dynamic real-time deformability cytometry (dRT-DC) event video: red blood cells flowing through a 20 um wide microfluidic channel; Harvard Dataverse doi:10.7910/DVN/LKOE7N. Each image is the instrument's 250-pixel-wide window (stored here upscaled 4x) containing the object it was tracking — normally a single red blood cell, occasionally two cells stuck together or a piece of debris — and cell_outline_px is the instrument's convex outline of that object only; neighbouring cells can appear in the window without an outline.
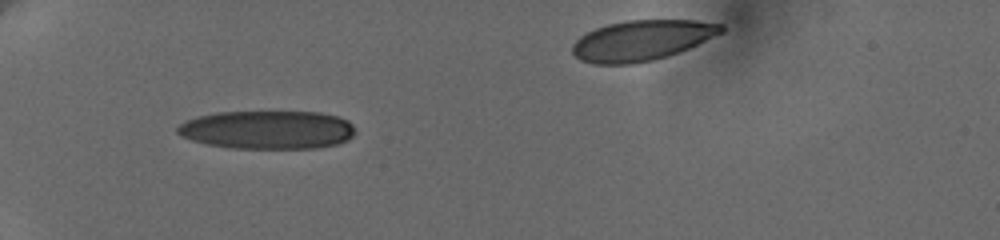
{"species": "human", "species_latin": "Homo sapiens", "temperature_condition": "cold", "stored_images_in_passage": 2, "camera_frame_rate_fps": 3000, "um_per_image_px": 0.085, "donor": {"sex": "female"}, "frame": {"image": 1, "passage_image": 1, "time_ms": 0.0, "image_size_px": [1000, 240], "cell_outline_px": [[356, 132], [348, 140], [336, 144], [316, 148], [232, 148], [208, 144], [192, 140], [176, 132], [176, 128], [180, 124], [188, 120], [200, 116], [216, 112], [320, 112], [340, 116], [348, 120], [352, 124]], "centroid_in_image_um": [22.79, 11.03], "position_along_channel_um": 62.2, "area_um2": 39.77}}
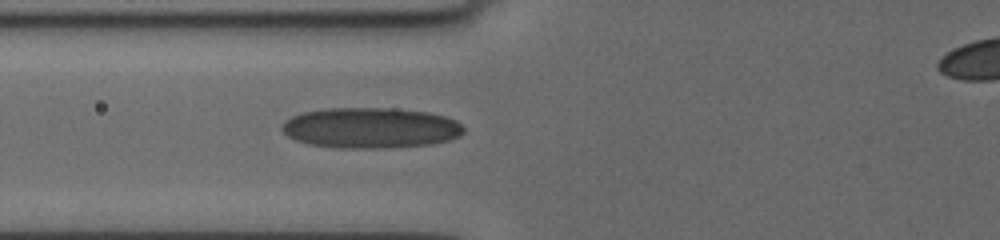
{"frame": {"image": 2, "passage_image": 2, "time_ms": 1.333, "image_size_px": [1000, 240], "cell_outline_px": [[464, 132], [460, 136], [448, 140], [428, 144], [372, 148], [344, 148], [308, 144], [296, 140], [288, 136], [280, 128], [284, 120], [292, 116], [304, 112], [328, 108], [392, 108], [428, 112], [444, 116], [456, 120], [464, 128]], "centroid_in_image_um": [31.48, 10.86], "position_along_channel_um": 94.3, "area_um2": 42.77}}